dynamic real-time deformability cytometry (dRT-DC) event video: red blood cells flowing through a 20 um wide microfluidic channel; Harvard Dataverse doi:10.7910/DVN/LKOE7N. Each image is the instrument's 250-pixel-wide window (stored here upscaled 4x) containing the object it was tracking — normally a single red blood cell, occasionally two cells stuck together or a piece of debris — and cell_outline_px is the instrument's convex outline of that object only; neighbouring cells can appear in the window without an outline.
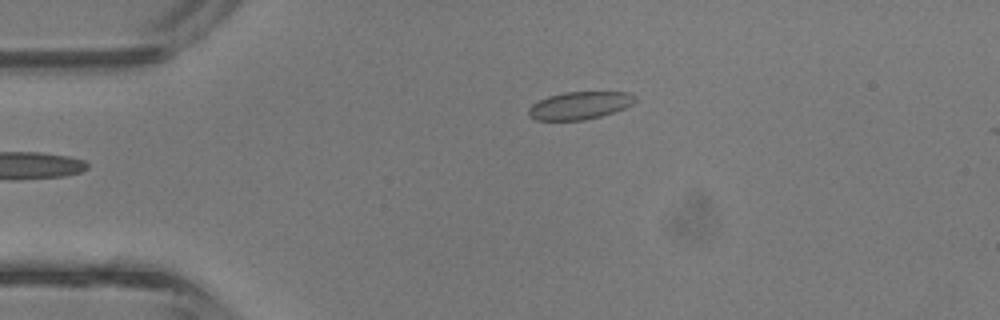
{"species": "common noctule bat (a hibernating species)", "species_latin": "Nyctalus noctula", "temperature_condition": "room temperature", "stored_images_in_passage": 2, "camera_frame_rate_fps": 3000, "um_per_image_px": 0.085, "animal": {"sex": "male", "body_mass_g": 13.3}, "frame": {"image": 1, "passage_image": 1, "time_ms": 0.0, "image_size_px": [1000, 320], "cell_outline_px": [[636, 100], [632, 104], [624, 108], [600, 116], [584, 120], [536, 120], [528, 116], [528, 108], [532, 104], [548, 96], [564, 92], [632, 92], [636, 96]], "centroid_in_image_um": [49.27, 8.96], "position_along_channel_um": 35.7, "area_um2": 17.17}}